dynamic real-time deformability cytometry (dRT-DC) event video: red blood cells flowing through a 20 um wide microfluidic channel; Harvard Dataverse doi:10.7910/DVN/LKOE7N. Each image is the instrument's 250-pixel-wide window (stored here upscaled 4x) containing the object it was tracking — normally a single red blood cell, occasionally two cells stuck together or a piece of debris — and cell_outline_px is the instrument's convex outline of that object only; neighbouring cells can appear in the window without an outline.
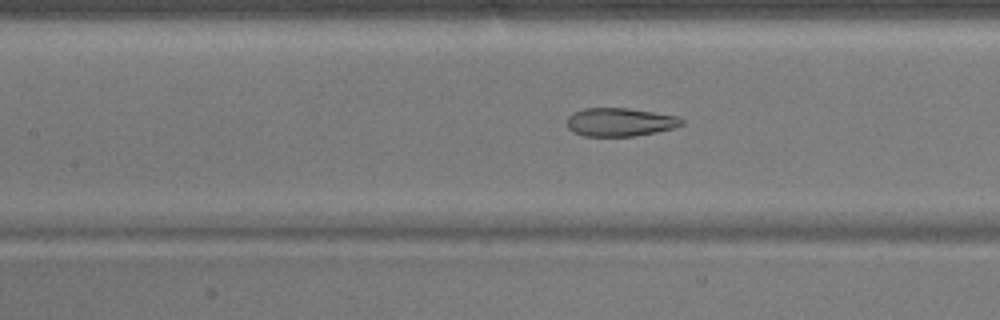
{"species": "common noctule bat (a hibernating species)", "species_latin": "Nyctalus noctula", "temperature_condition": "warm", "stored_images_in_passage": 52, "segment_of_instrument_passage": [1, 2], "camera_frame_rate_fps": 3000, "um_per_image_px": 0.085, "animal": {"sex": "male", "body_mass_g": 17.9}, "frame": {"image": 1, "passage_image": 22, "time_ms": 7.0, "image_size_px": [1000, 320], "cell_outline_px": [[684, 124], [672, 128], [656, 132], [632, 136], [584, 136], [568, 128], [568, 116], [572, 112], [584, 108], [628, 108], [676, 116], [684, 120]], "centroid_in_image_um": [52.69, 10.37], "position_along_channel_um": 154.7, "area_um2": 18.79}}
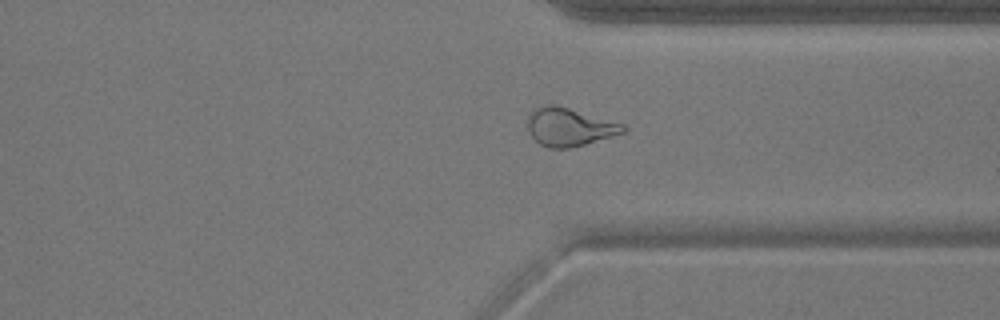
{"frame": {"image": 2, "passage_image": 38, "time_ms": 12.333, "image_size_px": [1000, 320], "cell_outline_px": [[628, 128], [624, 132], [612, 136], [584, 144], [568, 148], [548, 148], [540, 144], [528, 132], [528, 112], [536, 108], [548, 104], [552, 104], [568, 108], [624, 124]], "centroid_in_image_um": [48.36, 10.79], "position_along_channel_um": 363.0, "area_um2": 20.98}}
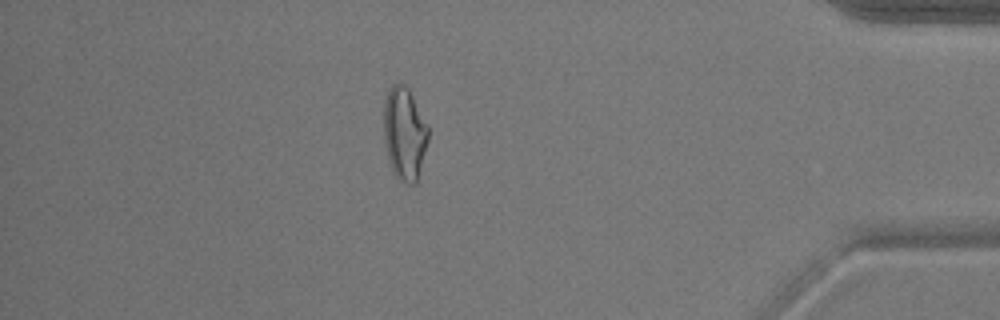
{"frame": {"image": 3, "passage_image": 44, "time_ms": 14.333, "image_size_px": [1000, 320], "cell_outline_px": [[428, 140], [416, 184], [408, 184], [400, 180], [392, 172], [384, 144], [384, 100], [392, 84], [404, 84], [408, 88], [428, 124]], "centroid_in_image_um": [34.37, 11.36], "position_along_channel_um": 400.8, "area_um2": 24.1}}